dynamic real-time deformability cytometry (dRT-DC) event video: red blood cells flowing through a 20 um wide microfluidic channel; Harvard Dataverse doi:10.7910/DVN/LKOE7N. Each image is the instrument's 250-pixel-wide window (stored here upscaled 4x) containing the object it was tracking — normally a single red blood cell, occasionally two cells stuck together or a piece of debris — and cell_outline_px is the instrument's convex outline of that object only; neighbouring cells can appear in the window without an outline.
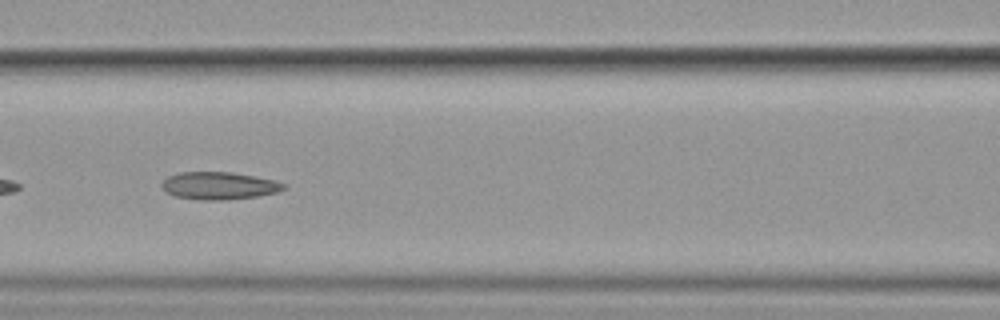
{"species": "common noctule bat (a hibernating species)", "species_latin": "Nyctalus noctula", "temperature_condition": "cold", "stored_images_in_passage": 9, "camera_frame_rate_fps": 3000, "um_per_image_px": 0.085, "animal": {"sex": "female", "body_mass_g": 19.9}, "frame": {"image": 1, "passage_image": 6, "time_ms": 5.667, "image_size_px": [1000, 320], "cell_outline_px": [[288, 188], [276, 192], [256, 196], [228, 200], [200, 200], [176, 196], [164, 192], [160, 184], [168, 176], [180, 172], [228, 172], [252, 176], [272, 180], [288, 184]], "centroid_in_image_um": [18.59, 15.79], "position_along_channel_um": 148.0, "area_um2": 19.54}}
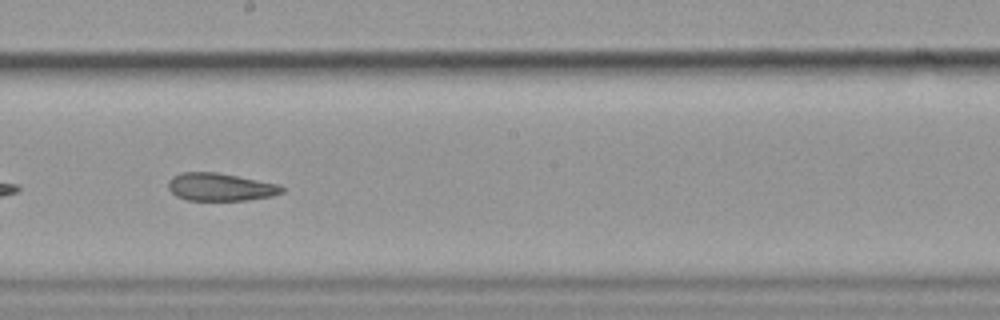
{"frame": {"image": 2, "passage_image": 8, "time_ms": 8.0, "image_size_px": [1000, 320], "cell_outline_px": [[284, 192], [272, 196], [248, 200], [188, 200], [176, 196], [168, 188], [168, 180], [172, 176], [184, 172], [216, 172], [280, 184], [284, 188]], "centroid_in_image_um": [18.74, 15.89], "position_along_channel_um": 229.5, "area_um2": 18.44}}
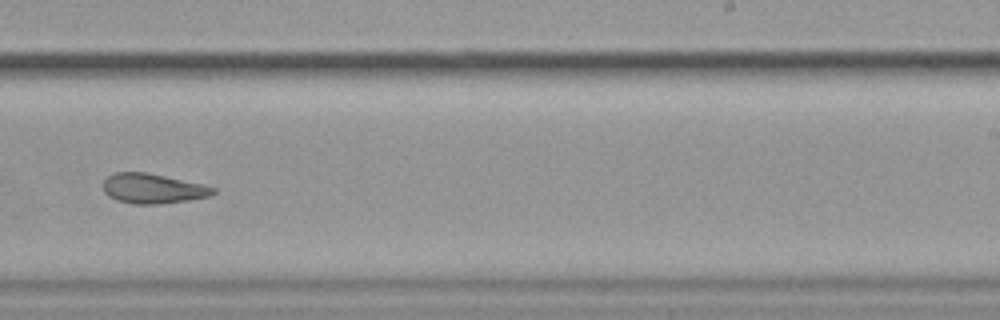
{"frame": {"image": 3, "passage_image": 9, "time_ms": 9.333, "image_size_px": [1000, 320], "cell_outline_px": [[216, 192], [208, 196], [188, 200], [160, 204], [132, 204], [116, 200], [108, 196], [104, 192], [104, 180], [112, 172], [144, 172], [164, 176], [200, 184], [216, 188]], "centroid_in_image_um": [12.94, 16.03], "position_along_channel_um": 276.1, "area_um2": 18.96}}